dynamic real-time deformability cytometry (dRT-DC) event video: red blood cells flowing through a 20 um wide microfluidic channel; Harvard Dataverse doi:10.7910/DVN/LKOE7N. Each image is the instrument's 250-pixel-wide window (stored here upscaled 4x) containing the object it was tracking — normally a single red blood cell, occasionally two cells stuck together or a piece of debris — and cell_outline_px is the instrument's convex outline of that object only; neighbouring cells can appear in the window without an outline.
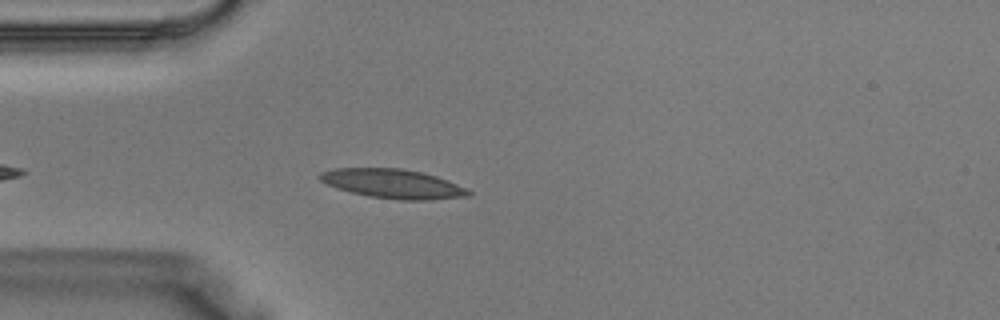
{"species": "Egyptian fruit bat (a non-hibernating species)", "species_latin": "Rousettus aegyptiacus", "temperature_condition": "warm", "stored_images_in_passage": 31, "camera_frame_rate_fps": 3000, "um_per_image_px": 0.085, "animal": {"sex": "male"}, "frame": {"image": 1, "passage_image": 5, "time_ms": 1.333, "image_size_px": [1000, 320], "cell_outline_px": [[472, 196], [432, 200], [400, 200], [368, 196], [336, 188], [320, 180], [320, 172], [332, 168], [400, 168], [424, 172], [436, 176], [468, 188], [472, 192]], "centroid_in_image_um": [33.45, 15.62], "position_along_channel_um": 51.6, "area_um2": 25.49}}
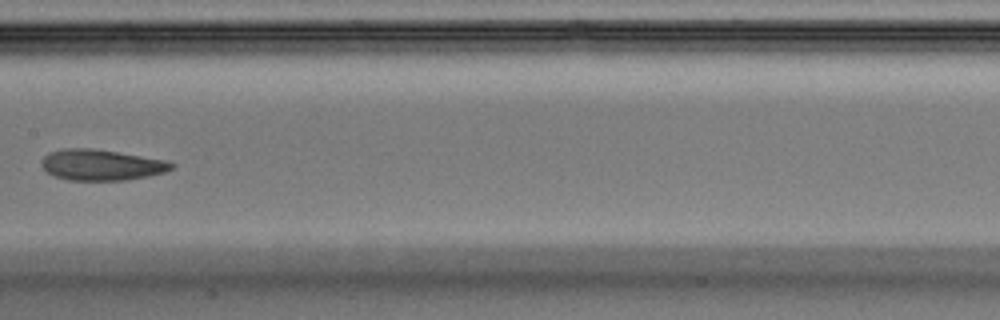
{"frame": {"image": 2, "passage_image": 14, "time_ms": 4.333, "image_size_px": [1000, 320], "cell_outline_px": [[176, 164], [172, 168], [164, 172], [148, 176], [128, 180], [68, 180], [56, 176], [48, 172], [40, 164], [40, 160], [48, 152], [64, 148], [92, 148], [168, 160]], "centroid_in_image_um": [8.61, 14.01], "position_along_channel_um": 198.8, "area_um2": 23.47}}
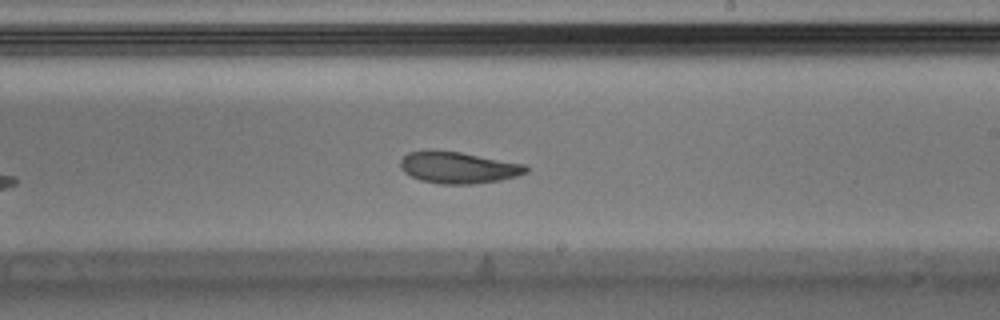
{"frame": {"image": 3, "passage_image": 17, "time_ms": 5.333, "image_size_px": [1000, 320], "cell_outline_px": [[528, 172], [516, 176], [500, 180], [472, 184], [440, 184], [420, 180], [404, 172], [400, 168], [400, 160], [408, 152], [460, 152], [524, 164], [528, 168]], "centroid_in_image_um": [38.97, 14.27], "position_along_channel_um": 250.0, "area_um2": 22.6}}